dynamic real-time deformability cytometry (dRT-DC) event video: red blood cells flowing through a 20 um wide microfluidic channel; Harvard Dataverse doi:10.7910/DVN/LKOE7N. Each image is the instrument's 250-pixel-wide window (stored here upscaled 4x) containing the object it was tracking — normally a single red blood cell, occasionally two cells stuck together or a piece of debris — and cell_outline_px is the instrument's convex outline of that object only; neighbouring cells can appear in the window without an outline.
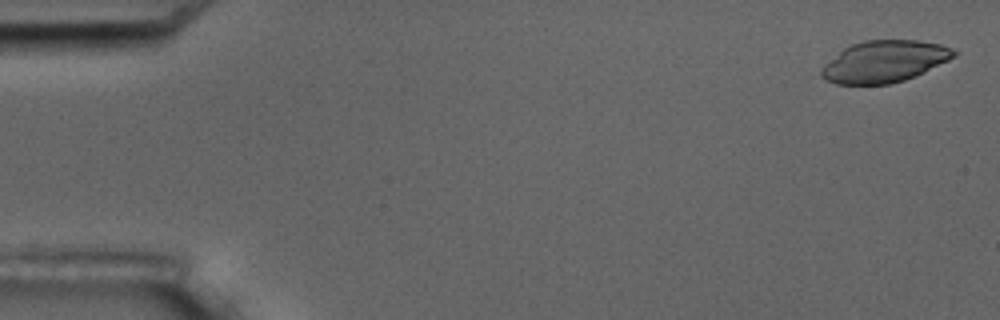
{"species": "common noctule bat (a hibernating species)", "species_latin": "Nyctalus noctula", "temperature_condition": "room temperature", "stored_images_in_passage": 4, "camera_frame_rate_fps": 3000, "um_per_image_px": 0.085, "animal": {"sex": "male", "body_mass_g": 17.5, "forearm_length_mm": 52.3}, "frame": {"image": 1, "passage_image": 1, "time_ms": 0.0, "image_size_px": [1000, 320], "cell_outline_px": [[956, 56], [916, 76], [904, 80], [888, 84], [836, 84], [824, 80], [820, 76], [820, 72], [824, 64], [844, 48], [852, 44], [864, 40], [920, 40], [940, 44], [952, 48], [956, 52]], "centroid_in_image_um": [75.16, 5.23], "position_along_channel_um": 9.8, "area_um2": 32.19}}